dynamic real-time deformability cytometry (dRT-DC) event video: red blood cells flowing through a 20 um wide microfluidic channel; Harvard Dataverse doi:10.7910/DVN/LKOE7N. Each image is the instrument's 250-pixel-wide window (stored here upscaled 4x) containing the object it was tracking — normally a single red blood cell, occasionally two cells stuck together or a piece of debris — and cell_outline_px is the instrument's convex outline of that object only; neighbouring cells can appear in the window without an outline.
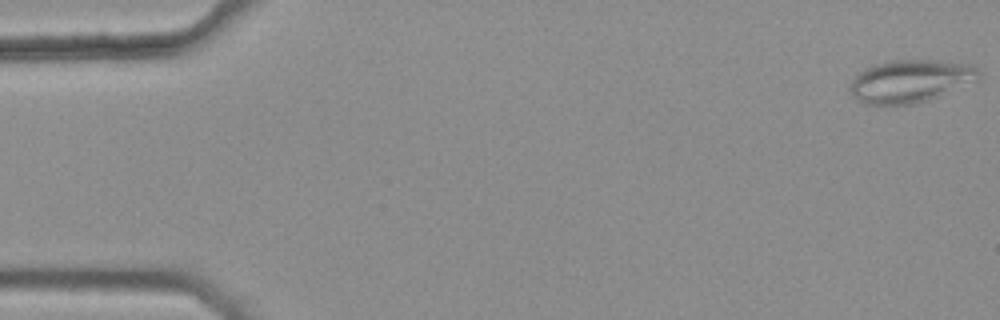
{"species": "common noctule bat (a hibernating species)", "species_latin": "Nyctalus noctula", "temperature_condition": "warm", "stored_images_in_passage": 4, "camera_frame_rate_fps": 3000, "um_per_image_px": 0.085, "animal": {"sex": "female", "body_mass_g": 25.1}, "frame": {"image": 1, "passage_image": 1, "time_ms": 0.0, "image_size_px": [1000, 320], "cell_outline_px": [[980, 76], [976, 80], [940, 96], [928, 100], [912, 104], [864, 104], [856, 100], [852, 96], [848, 88], [852, 80], [864, 68], [876, 64], [892, 60], [936, 60], [972, 64], [980, 72]], "centroid_in_image_um": [77.36, 6.89], "position_along_channel_um": 7.6, "area_um2": 32.02}}